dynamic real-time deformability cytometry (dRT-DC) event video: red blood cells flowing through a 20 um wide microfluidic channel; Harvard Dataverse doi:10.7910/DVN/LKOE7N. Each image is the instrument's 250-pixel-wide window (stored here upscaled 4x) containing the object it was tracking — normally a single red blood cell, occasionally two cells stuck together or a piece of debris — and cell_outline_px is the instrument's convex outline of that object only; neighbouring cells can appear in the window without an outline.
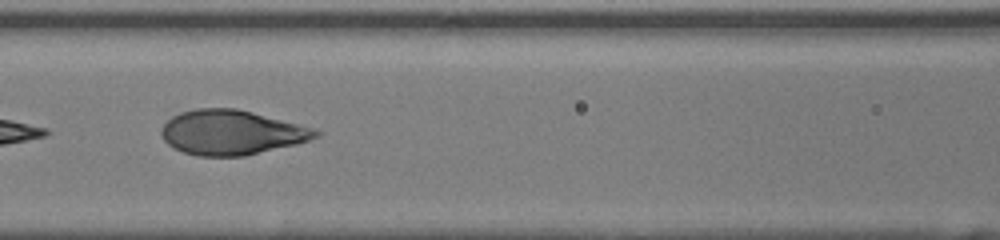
{"species": "human", "species_latin": "Homo sapiens", "temperature_condition": "room temperature", "stored_images_in_passage": 31, "camera_frame_rate_fps": 3000, "um_per_image_px": 0.085, "donor": {"sex": "female"}, "frame": {"image": 1, "passage_image": 23, "time_ms": 7.333, "image_size_px": [1000, 240], "cell_outline_px": [[320, 136], [296, 144], [244, 156], [196, 156], [172, 148], [164, 140], [160, 132], [164, 124], [172, 116], [180, 112], [196, 108], [236, 108], [252, 112], [312, 128], [320, 132]], "centroid_in_image_um": [19.63, 11.26], "position_along_channel_um": 147.0, "area_um2": 39.94}}
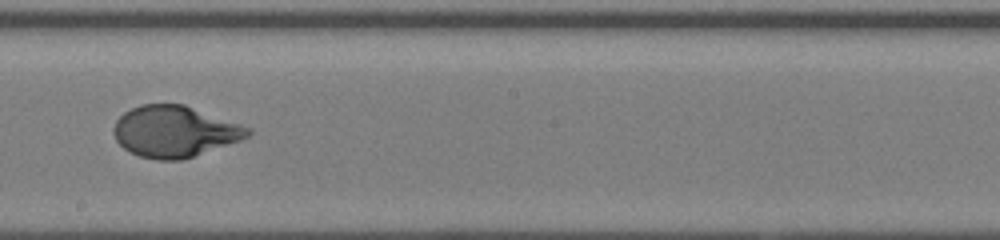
{"frame": {"image": 2, "passage_image": 29, "time_ms": 9.333, "image_size_px": [1000, 240], "cell_outline_px": [[252, 132], [248, 136], [240, 140], [180, 160], [156, 160], [140, 156], [124, 148], [116, 140], [112, 132], [112, 128], [116, 120], [124, 112], [140, 104], [184, 104], [252, 128]], "centroid_in_image_um": [14.82, 11.16], "position_along_channel_um": 233.4, "area_um2": 39.88}}